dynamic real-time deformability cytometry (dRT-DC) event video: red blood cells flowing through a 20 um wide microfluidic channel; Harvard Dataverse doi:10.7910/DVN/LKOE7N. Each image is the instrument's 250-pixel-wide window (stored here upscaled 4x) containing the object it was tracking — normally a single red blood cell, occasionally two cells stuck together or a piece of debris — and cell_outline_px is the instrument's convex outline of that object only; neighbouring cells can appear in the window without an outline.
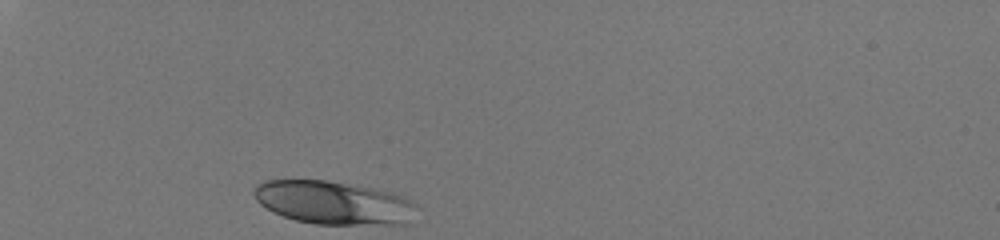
{"species": "human", "species_latin": "Homo sapiens", "temperature_condition": "room temperature", "stored_images_in_passage": 29, "camera_frame_rate_fps": 3000, "um_per_image_px": 0.085, "donor": {"sex": "male"}, "frame": {"image": 1, "passage_image": 1, "time_ms": 0.0, "image_size_px": [1000, 240], "cell_outline_px": [[416, 204], [412, 224], [316, 224], [296, 220], [272, 212], [260, 204], [256, 200], [252, 192], [256, 184], [264, 180], [324, 180], [392, 192], [404, 196]], "centroid_in_image_um": [28.35, 17.23], "position_along_channel_um": 56.7, "area_um2": 41.1}}
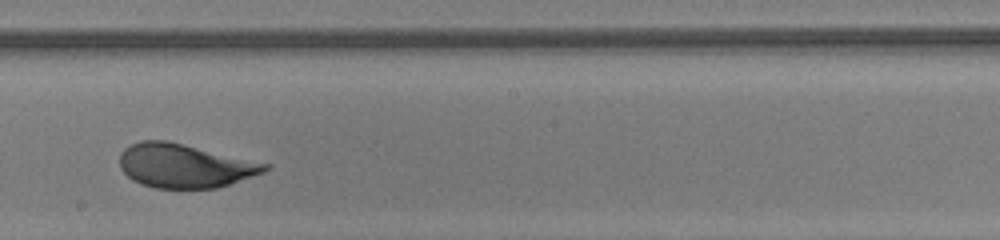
{"frame": {"image": 2, "passage_image": 17, "time_ms": 5.333, "image_size_px": [1000, 240], "cell_outline_px": [[272, 168], [264, 172], [216, 188], [156, 188], [140, 184], [132, 180], [120, 168], [120, 152], [124, 148], [140, 140], [168, 140], [272, 164]], "centroid_in_image_um": [15.7, 14.08], "position_along_channel_um": 232.5, "area_um2": 37.34}}
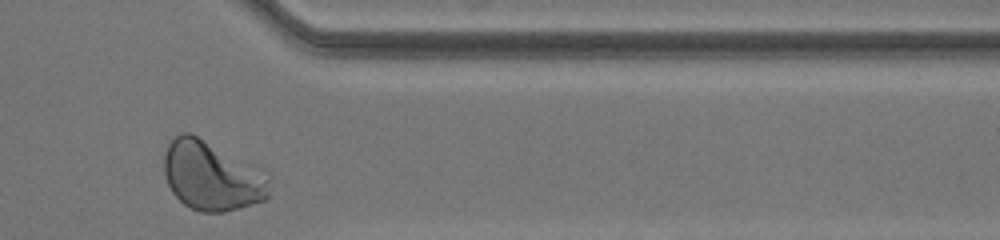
{"frame": {"image": 3, "passage_image": 29, "time_ms": 9.333, "image_size_px": [1000, 240], "cell_outline_px": [[272, 176], [268, 200], [224, 212], [200, 212], [184, 204], [172, 192], [164, 176], [164, 152], [168, 144], [180, 132], [188, 132], [256, 164], [264, 168]], "centroid_in_image_um": [18.08, 14.95], "position_along_channel_um": 393.3, "area_um2": 43.41}, "authors_computed_cell_mechanics": {"area_um2": 37.7434, "velocity_mm_per_s": 4.0626, "shape_relaxation_time_tau1_ms": 2.8193, "shape_relaxation_time_tau2_ms": null, "deformation_change_tau1": 0.1484, "deformation_change_tau2": null}}